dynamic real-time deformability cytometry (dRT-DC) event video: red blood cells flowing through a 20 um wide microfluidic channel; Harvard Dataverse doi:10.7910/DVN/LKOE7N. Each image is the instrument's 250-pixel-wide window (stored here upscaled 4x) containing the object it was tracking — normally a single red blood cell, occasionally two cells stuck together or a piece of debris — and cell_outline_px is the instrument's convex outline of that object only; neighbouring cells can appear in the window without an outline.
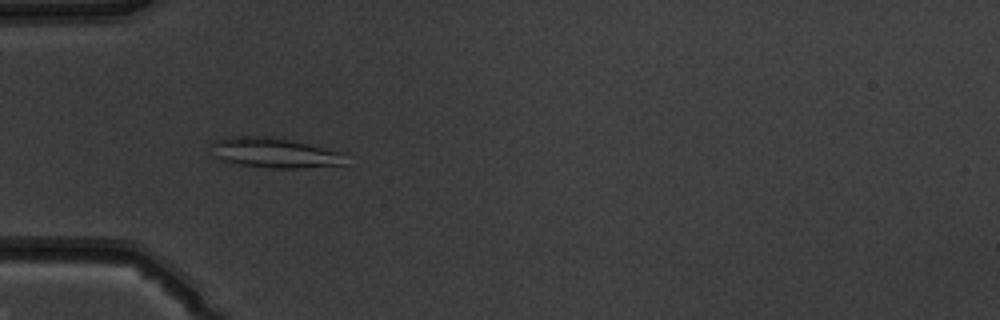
{"species": "common noctule bat (a hibernating species)", "species_latin": "Nyctalus noctula", "temperature_condition": "warm", "stored_images_in_passage": 39, "camera_frame_rate_fps": 3000, "um_per_image_px": 0.085, "animal": {"sex": "male", "body_mass_g": 19.5, "forearm_length_mm": 54.6}, "frame": {"image": 1, "passage_image": 4, "time_ms": 1.0, "image_size_px": [1000, 320], "cell_outline_px": [[344, 164], [300, 168], [272, 168], [240, 164], [220, 160], [216, 156], [208, 144], [216, 140], [228, 136], [268, 136], [288, 140], [344, 152]], "centroid_in_image_um": [23.27, 12.98], "position_along_channel_um": 61.7, "area_um2": 23.29}}
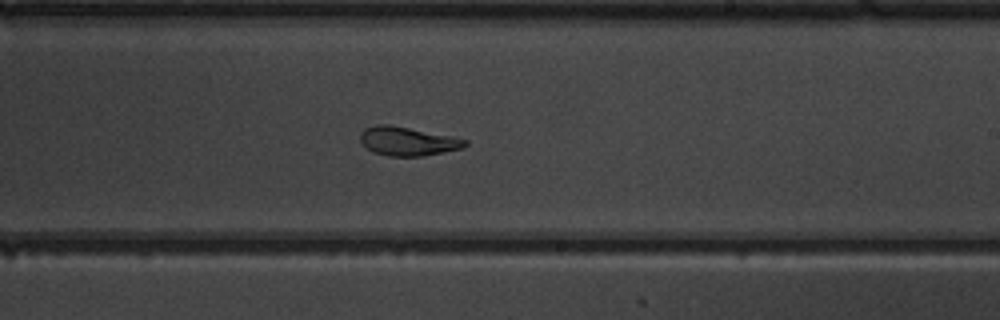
{"frame": {"image": 2, "passage_image": 19, "time_ms": 6.0, "image_size_px": [1000, 320], "cell_outline_px": [[468, 144], [464, 148], [424, 156], [388, 156], [372, 152], [360, 140], [360, 132], [364, 128], [376, 124], [388, 124], [468, 140]], "centroid_in_image_um": [34.63, 12.01], "position_along_channel_um": 254.4, "area_um2": 17.46}}
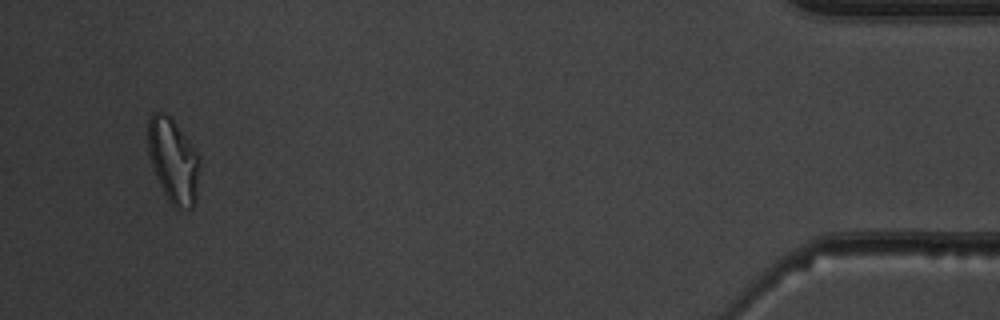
{"frame": {"image": 3, "passage_image": 37, "time_ms": 12.0, "image_size_px": [1000, 320], "cell_outline_px": [[200, 164], [196, 200], [192, 208], [176, 208], [168, 200], [156, 176], [148, 152], [148, 120], [152, 112], [164, 112], [176, 124], [196, 152], [200, 160]], "centroid_in_image_um": [14.73, 13.66], "position_along_channel_um": 420.5, "area_um2": 25.03}, "authors_computed_cell_mechanics": {"area_um2": 18.3804, "velocity_mm_per_s": 3.9394, "shape_relaxation_time_tau1_ms": 10.303, "shape_relaxation_time_tau2_ms": 1.9336, "deformation_change_tau1": 0.2571, "deformation_change_tau2": 0.0735}}